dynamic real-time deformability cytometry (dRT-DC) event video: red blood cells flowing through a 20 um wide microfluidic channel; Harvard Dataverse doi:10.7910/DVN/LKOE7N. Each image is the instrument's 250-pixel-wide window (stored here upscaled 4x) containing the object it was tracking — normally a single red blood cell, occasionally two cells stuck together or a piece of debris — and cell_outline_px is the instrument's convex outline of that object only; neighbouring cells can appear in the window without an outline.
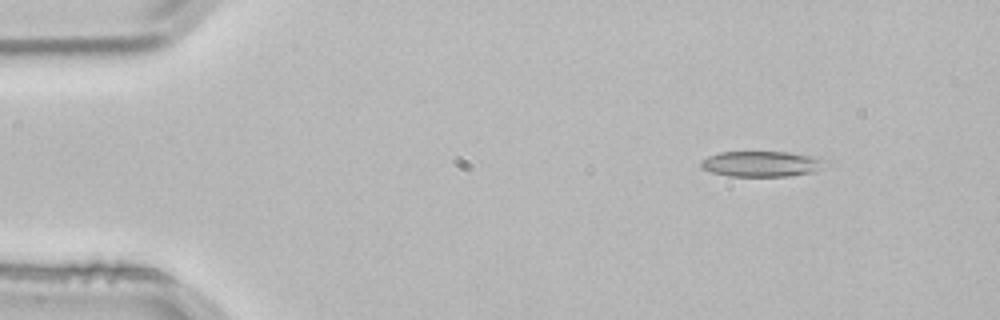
{"species": "common noctule bat (a hibernating species)", "species_latin": "Nyctalus noctula", "temperature_condition": "room temperature", "stored_images_in_passage": 3, "camera_frame_rate_fps": 3000, "um_per_image_px": 0.085, "animal": {"sex": "male", "body_mass_g": 21.5, "forearm_length_mm": 52.0}, "frame": {"image": 1, "passage_image": 1, "time_ms": 0.0, "image_size_px": [1000, 320], "cell_outline_px": [[820, 160], [816, 172], [788, 176], [728, 176], [712, 172], [700, 168], [700, 160], [708, 156], [720, 152], [788, 152], [812, 156]], "centroid_in_image_um": [64.58, 13.93], "position_along_channel_um": 20.4, "area_um2": 18.15}}
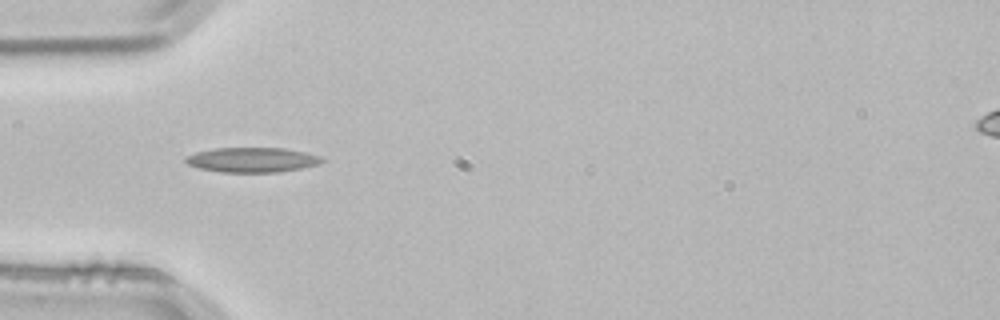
{"frame": {"image": 2, "passage_image": 3, "time_ms": 0.667, "image_size_px": [1000, 320], "cell_outline_px": [[328, 160], [320, 164], [280, 172], [220, 172], [200, 168], [188, 164], [184, 160], [188, 156], [196, 152], [216, 148], [284, 148], [304, 152], [320, 156]], "centroid_in_image_um": [21.48, 13.59], "position_along_channel_um": 63.5, "area_um2": 19.65}}